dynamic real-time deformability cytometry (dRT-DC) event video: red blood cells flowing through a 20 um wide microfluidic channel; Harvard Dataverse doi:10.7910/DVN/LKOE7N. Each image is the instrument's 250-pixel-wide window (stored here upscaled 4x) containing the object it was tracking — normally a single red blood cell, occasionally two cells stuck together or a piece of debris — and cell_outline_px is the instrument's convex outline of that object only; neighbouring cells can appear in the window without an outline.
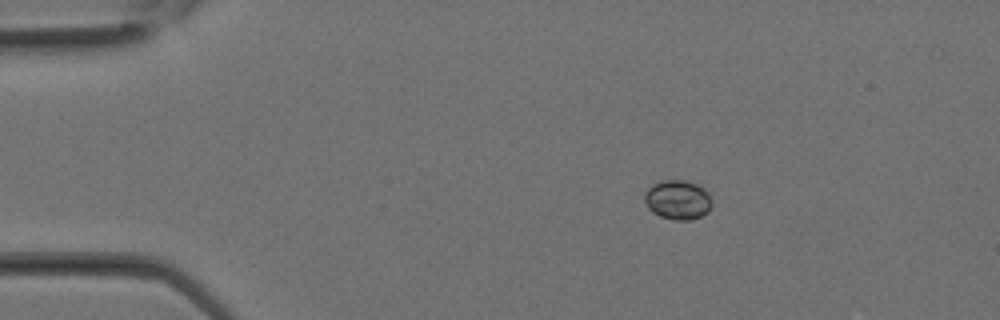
{"species": "Egyptian fruit bat (a non-hibernating species)", "species_latin": "Rousettus aegyptiacus", "temperature_condition": "room temperature", "stored_images_in_passage": 26, "camera_frame_rate_fps": 3000, "um_per_image_px": 0.085, "animal": {"sex": "female"}, "frame": {"image": 1, "passage_image": 1, "time_ms": 0.0, "image_size_px": [1000, 320], "cell_outline_px": [[712, 204], [708, 212], [700, 216], [688, 220], [676, 220], [660, 216], [652, 212], [648, 208], [644, 200], [644, 192], [652, 184], [664, 180], [684, 180], [696, 184], [704, 188], [708, 192], [712, 200]], "centroid_in_image_um": [57.6, 16.98], "position_along_channel_um": 27.4, "area_um2": 15.55}}
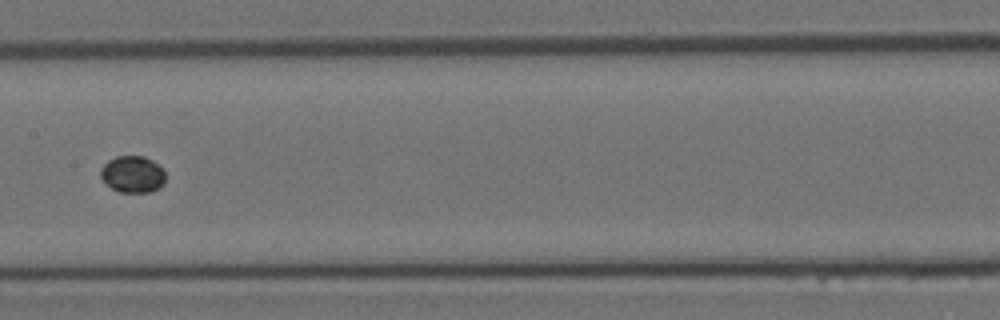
{"frame": {"image": 2, "passage_image": 11, "time_ms": 3.333, "image_size_px": [1000, 320], "cell_outline_px": [[164, 184], [160, 188], [152, 192], [120, 192], [112, 188], [100, 180], [100, 168], [108, 160], [116, 156], [144, 156], [152, 160], [164, 168]], "centroid_in_image_um": [11.27, 14.81], "position_along_channel_um": 196.1, "area_um2": 14.16}}
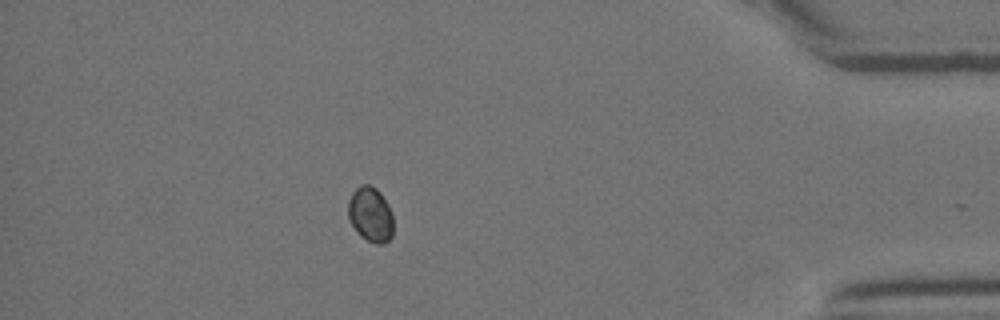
{"frame": {"image": 3, "passage_image": 22, "time_ms": 7.0, "image_size_px": [1000, 320], "cell_outline_px": [[392, 236], [384, 244], [376, 244], [360, 236], [356, 232], [348, 216], [348, 200], [352, 192], [360, 184], [368, 184], [376, 188], [380, 192], [388, 204], [392, 212]], "centroid_in_image_um": [31.48, 18.22], "position_along_channel_um": 403.7, "area_um2": 14.57}}